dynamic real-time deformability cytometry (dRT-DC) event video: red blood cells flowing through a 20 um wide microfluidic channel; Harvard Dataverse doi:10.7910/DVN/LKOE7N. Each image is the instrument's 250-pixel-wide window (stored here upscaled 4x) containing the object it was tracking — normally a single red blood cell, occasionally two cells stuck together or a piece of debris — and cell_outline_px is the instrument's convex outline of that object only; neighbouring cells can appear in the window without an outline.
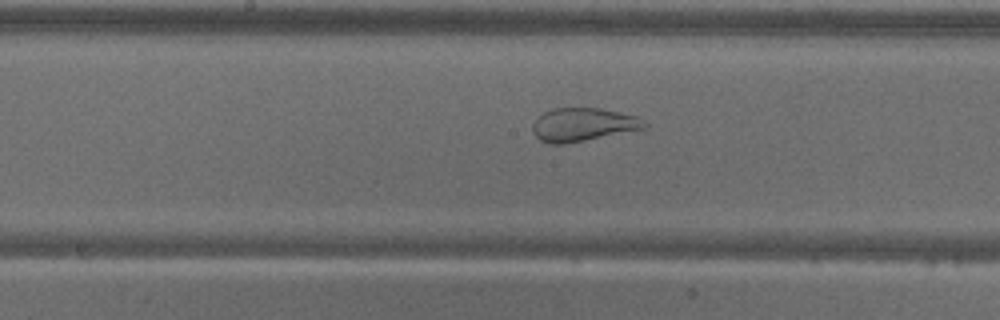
{"species": "common noctule bat (a hibernating species)", "species_latin": "Nyctalus noctula", "temperature_condition": "warm", "stored_images_in_passage": 42, "camera_frame_rate_fps": 3000, "um_per_image_px": 0.085, "animal": {"sex": "male", "body_mass_g": 18.8}, "frame": {"image": 1, "passage_image": 21, "time_ms": 6.667, "image_size_px": [1000, 320], "cell_outline_px": [[648, 128], [564, 144], [548, 144], [540, 140], [532, 132], [532, 124], [544, 112], [552, 108], [600, 108], [636, 116], [648, 124]], "centroid_in_image_um": [49.55, 10.6], "position_along_channel_um": 198.7, "area_um2": 21.68}}
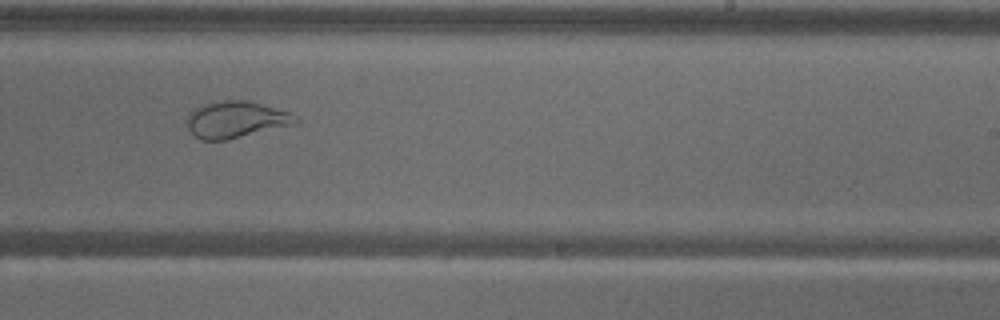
{"frame": {"image": 2, "passage_image": 27, "time_ms": 8.667, "image_size_px": [1000, 320], "cell_outline_px": [[300, 120], [296, 124], [224, 140], [200, 140], [188, 128], [188, 112], [200, 104], [220, 100], [248, 100], [292, 112]], "centroid_in_image_um": [20.07, 10.14], "position_along_channel_um": 268.9, "area_um2": 23.35}}
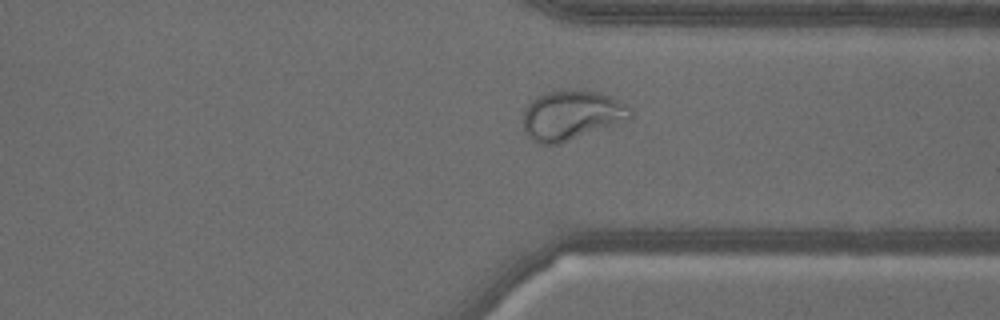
{"frame": {"image": 3, "passage_image": 35, "time_ms": 11.333, "image_size_px": [1000, 320], "cell_outline_px": [[632, 116], [616, 124], [560, 144], [540, 144], [532, 140], [524, 132], [524, 108], [536, 96], [544, 92], [600, 92], [628, 104], [632, 108]], "centroid_in_image_um": [48.57, 9.82], "position_along_channel_um": 362.8, "area_um2": 30.58}}